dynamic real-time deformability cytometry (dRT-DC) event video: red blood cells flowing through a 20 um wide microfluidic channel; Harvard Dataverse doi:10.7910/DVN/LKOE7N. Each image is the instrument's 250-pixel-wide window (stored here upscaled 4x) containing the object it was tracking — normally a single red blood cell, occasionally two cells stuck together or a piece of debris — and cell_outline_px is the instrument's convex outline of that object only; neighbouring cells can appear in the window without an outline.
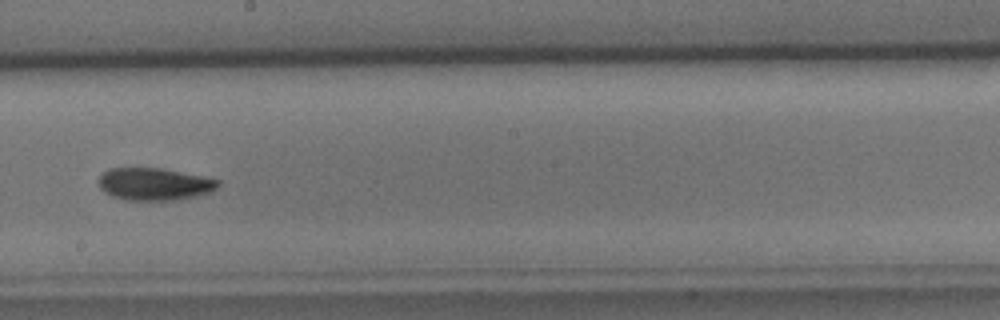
{"species": "common noctule bat (a hibernating species)", "species_latin": "Nyctalus noctula", "temperature_condition": "cold", "stored_images_in_passage": 50, "camera_frame_rate_fps": 3000, "um_per_image_px": 0.085, "animal": {"sex": "male", "body_mass_g": 15.6}, "frame": {"image": 1, "passage_image": 29, "time_ms": 9.333, "image_size_px": [1000, 320], "cell_outline_px": [[220, 184], [212, 192], [176, 200], [124, 200], [112, 196], [104, 192], [100, 188], [96, 180], [100, 172], [108, 168], [164, 168], [204, 176], [220, 180]], "centroid_in_image_um": [13.08, 15.63], "position_along_channel_um": 235.1, "area_um2": 23.0}}
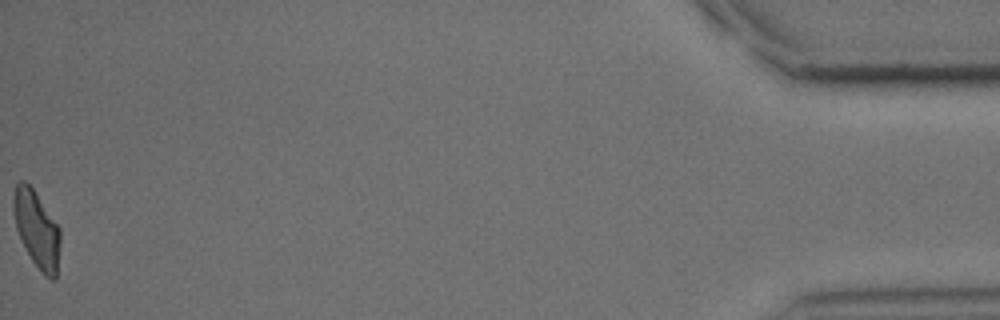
{"frame": {"image": 2, "passage_image": 50, "time_ms": 16.333, "image_size_px": [1000, 320], "cell_outline_px": [[60, 244], [56, 280], [52, 280], [44, 276], [40, 272], [32, 260], [20, 240], [16, 228], [12, 208], [12, 204], [16, 184], [20, 180], [24, 180], [32, 188], [60, 228]], "centroid_in_image_um": [3.12, 19.53], "position_along_channel_um": 432.1, "area_um2": 20.98}, "authors_computed_cell_mechanics": {"area_um2": 22.7154, "velocity_mm_per_s": 4.1179, "shape_relaxation_time_tau1_ms": 4.1426, "shape_relaxation_time_tau2_ms": 5.8218, "deformation_change_tau1": 0.1512, "deformation_change_tau2": 0.1458}}